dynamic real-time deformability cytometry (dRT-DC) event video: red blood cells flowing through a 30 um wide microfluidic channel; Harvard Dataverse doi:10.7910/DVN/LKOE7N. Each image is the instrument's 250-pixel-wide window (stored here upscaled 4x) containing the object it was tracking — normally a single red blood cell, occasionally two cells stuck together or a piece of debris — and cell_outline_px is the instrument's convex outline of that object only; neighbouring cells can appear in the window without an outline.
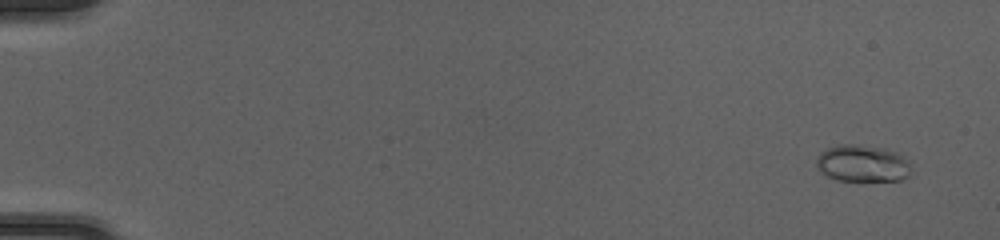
{"species": "common noctule bat (a hibernating species)", "species_latin": "Nyctalus noctula", "temperature_condition": "cold", "stored_images_in_passage": 52, "camera_frame_rate_fps": 3000, "um_per_image_px": 0.085, "animal": {"sex": "female", "body_mass_g": 20.0, "forearm_length_mm": 54.0}, "frame": {"image": 1, "passage_image": 4, "time_ms": 1.0, "image_size_px": [1000, 240], "cell_outline_px": [[912, 172], [908, 176], [900, 180], [836, 180], [820, 172], [816, 164], [816, 160], [820, 152], [836, 144], [856, 144], [884, 148], [896, 152], [908, 160]], "centroid_in_image_um": [73.3, 13.88], "position_along_channel_um": 11.7, "area_um2": 20.46}}
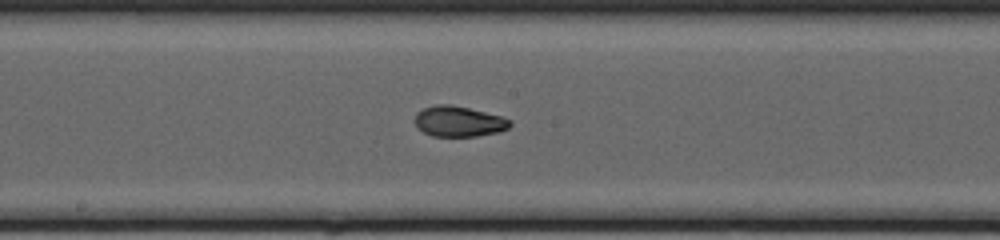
{"frame": {"image": 2, "passage_image": 30, "time_ms": 9.667, "image_size_px": [1000, 240], "cell_outline_px": [[512, 124], [508, 128], [500, 132], [476, 136], [432, 136], [416, 128], [416, 112], [424, 108], [436, 104], [452, 104], [500, 116], [512, 120]], "centroid_in_image_um": [39.0, 10.32], "position_along_channel_um": 209.2, "area_um2": 16.94}}
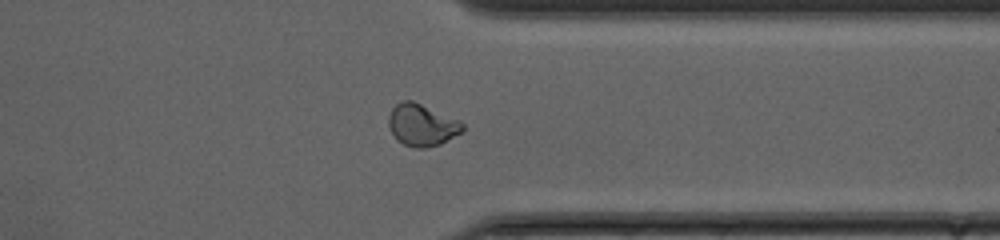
{"frame": {"image": 3, "passage_image": 42, "time_ms": 13.667, "image_size_px": [1000, 240], "cell_outline_px": [[464, 132], [440, 144], [424, 148], [416, 148], [404, 144], [396, 140], [388, 124], [388, 116], [392, 108], [396, 104], [404, 100], [412, 100], [460, 120], [464, 124]], "centroid_in_image_um": [35.88, 10.63], "position_along_channel_um": 375.5, "area_um2": 18.21}, "authors_computed_cell_mechanics": {"area_um2": 17.5712, "velocity_mm_per_s": 4.1826, "shape_relaxation_time_tau1_ms": 10.5069, "shape_relaxation_time_tau2_ms": 1.6695, "deformation_change_tau1": 0.2619, "deformation_change_tau2": 0.0585}}